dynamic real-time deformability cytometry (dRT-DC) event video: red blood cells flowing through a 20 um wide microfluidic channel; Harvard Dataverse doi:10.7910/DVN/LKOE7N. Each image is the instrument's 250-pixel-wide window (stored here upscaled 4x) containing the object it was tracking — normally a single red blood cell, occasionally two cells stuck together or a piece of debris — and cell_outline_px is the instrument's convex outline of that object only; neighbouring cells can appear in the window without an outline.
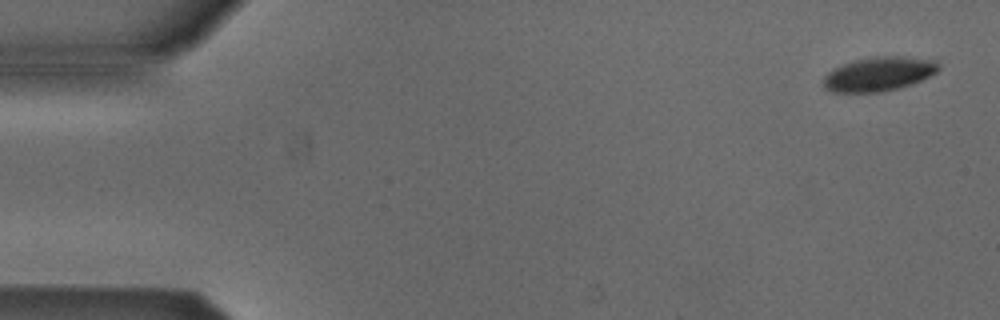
{"species": "Egyptian fruit bat (a non-hibernating species)", "species_latin": "Rousettus aegyptiacus", "temperature_condition": "cold", "stored_images_in_passage": 7, "camera_frame_rate_fps": 3000, "um_per_image_px": 0.085, "animal": {"sex": "male"}, "frame": {"image": 1, "passage_image": 1, "time_ms": 0.0, "image_size_px": [1000, 320], "cell_outline_px": [[940, 68], [936, 72], [912, 84], [896, 88], [876, 92], [832, 92], [824, 88], [824, 76], [832, 68], [856, 60], [876, 56], [904, 56], [936, 60], [940, 64]], "centroid_in_image_um": [74.7, 6.28], "position_along_channel_um": 10.3, "area_um2": 22.77}}
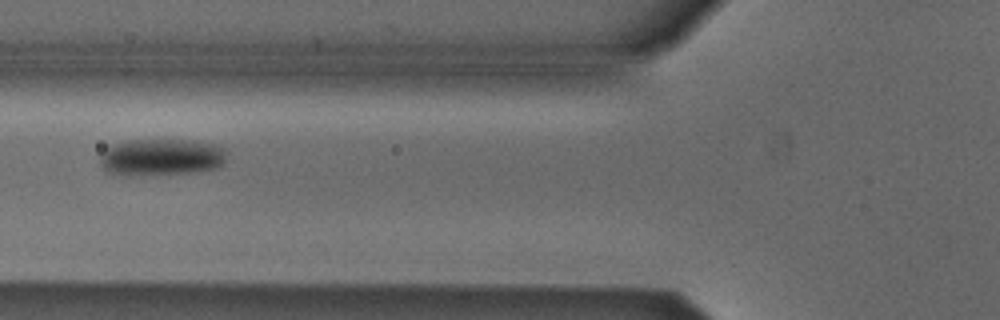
{"frame": {"image": 2, "passage_image": 6, "time_ms": 1.667, "image_size_px": [1000, 320], "cell_outline_px": [[224, 160], [216, 168], [188, 172], [108, 172], [100, 164], [100, 156], [112, 144], [124, 140], [192, 140], [212, 144], [224, 148]], "centroid_in_image_um": [13.72, 13.29], "position_along_channel_um": 112.1, "area_um2": 25.72}}
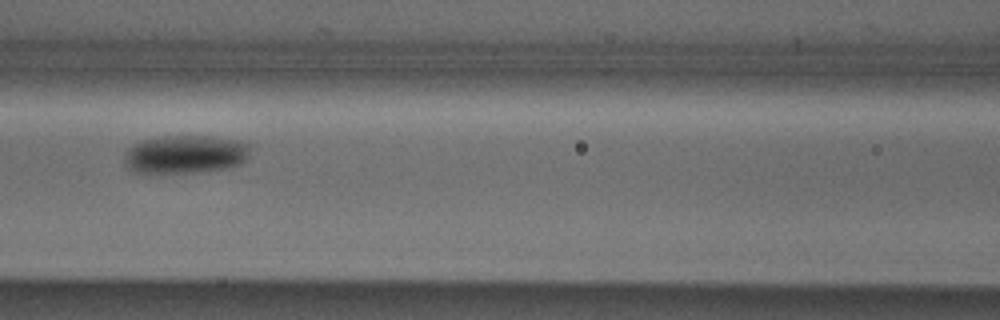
{"frame": {"image": 3, "passage_image": 7, "time_ms": 2.0, "image_size_px": [1000, 320], "cell_outline_px": [[248, 156], [240, 164], [224, 168], [196, 172], [136, 172], [128, 168], [124, 164], [124, 156], [128, 148], [144, 140], [160, 136], [212, 136], [240, 140], [248, 144]], "centroid_in_image_um": [15.74, 13.1], "position_along_channel_um": 150.9, "area_um2": 27.8}}